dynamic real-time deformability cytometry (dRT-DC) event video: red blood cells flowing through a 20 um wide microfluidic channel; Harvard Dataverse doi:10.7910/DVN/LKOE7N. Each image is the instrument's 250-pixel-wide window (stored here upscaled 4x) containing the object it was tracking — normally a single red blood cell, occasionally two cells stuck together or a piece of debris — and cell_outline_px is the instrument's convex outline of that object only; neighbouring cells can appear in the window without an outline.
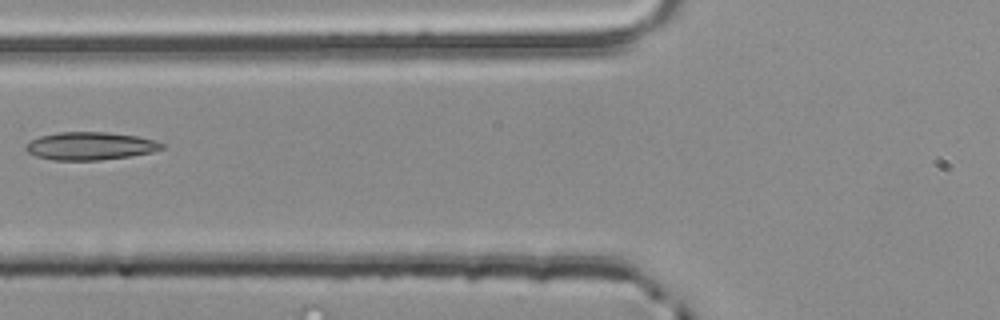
{"species": "common noctule bat (a hibernating species)", "species_latin": "Nyctalus noctula", "temperature_condition": "room temperature", "stored_images_in_passage": 5, "camera_frame_rate_fps": 3000, "um_per_image_px": 0.085, "animal": {"sex": "male", "body_mass_g": 20.4}, "frame": {"image": 1, "passage_image": 5, "time_ms": 1.333, "image_size_px": [1000, 320], "cell_outline_px": [[164, 148], [152, 152], [128, 156], [100, 160], [52, 160], [36, 156], [28, 152], [24, 148], [24, 144], [40, 136], [60, 132], [108, 132], [136, 136], [156, 140], [164, 144]], "centroid_in_image_um": [7.66, 12.41], "position_along_channel_um": 118.1, "area_um2": 22.08}}